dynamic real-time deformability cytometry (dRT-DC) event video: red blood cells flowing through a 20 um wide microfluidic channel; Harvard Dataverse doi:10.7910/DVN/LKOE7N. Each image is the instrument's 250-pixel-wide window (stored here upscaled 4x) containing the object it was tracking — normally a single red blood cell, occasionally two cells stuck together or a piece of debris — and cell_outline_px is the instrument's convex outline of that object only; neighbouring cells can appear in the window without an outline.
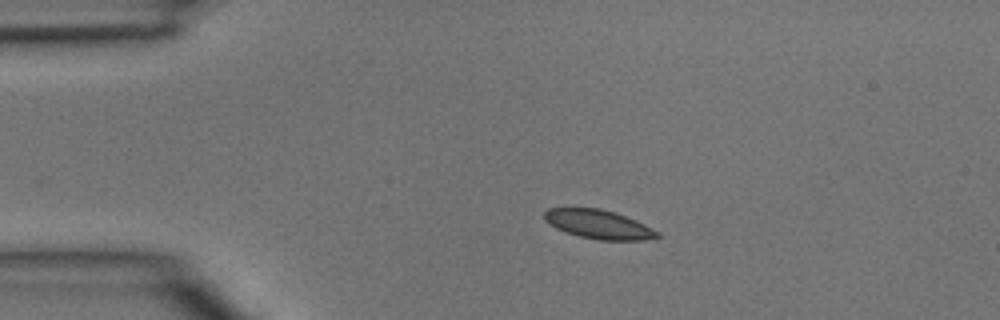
{"species": "common noctule bat (a hibernating species)", "species_latin": "Nyctalus noctula", "temperature_condition": "room temperature", "stored_images_in_passage": 28, "camera_frame_rate_fps": 3000, "um_per_image_px": 0.085, "animal": {"sex": "male", "body_mass_g": 15.6}, "frame": {"image": 1, "passage_image": 1, "time_ms": 0.0, "image_size_px": [1000, 320], "cell_outline_px": [[660, 236], [644, 240], [600, 240], [580, 236], [556, 228], [544, 220], [544, 212], [548, 208], [600, 208], [616, 212], [636, 220], [660, 232]], "centroid_in_image_um": [50.9, 19.06], "position_along_channel_um": 34.1, "area_um2": 18.96}}
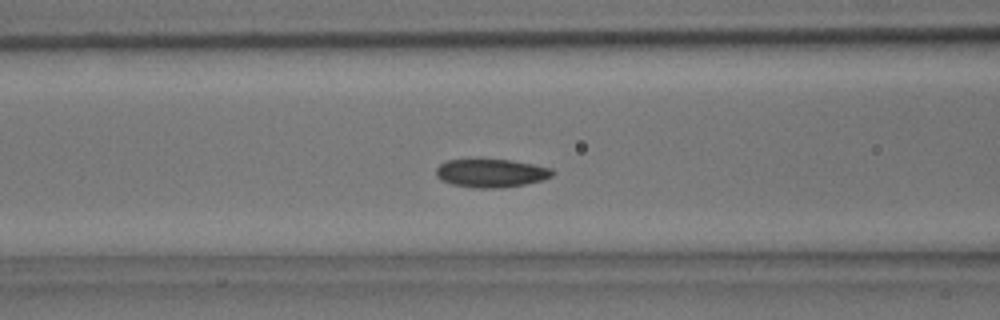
{"frame": {"image": 2, "passage_image": 10, "time_ms": 3.0, "image_size_px": [1000, 320], "cell_outline_px": [[556, 172], [552, 176], [544, 180], [504, 188], [476, 188], [452, 184], [440, 180], [436, 176], [436, 168], [440, 164], [448, 160], [480, 156], [512, 160], [552, 168]], "centroid_in_image_um": [41.73, 14.67], "position_along_channel_um": 124.9, "area_um2": 20.17}}
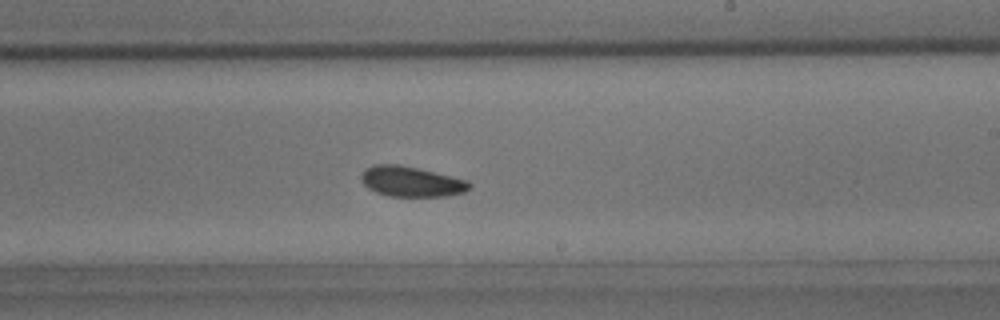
{"frame": {"image": 3, "passage_image": 19, "time_ms": 6.0, "image_size_px": [1000, 320], "cell_outline_px": [[472, 188], [464, 192], [448, 196], [388, 196], [376, 192], [368, 188], [360, 180], [360, 176], [364, 168], [372, 164], [396, 164], [416, 168], [468, 180], [472, 184]], "centroid_in_image_um": [34.94, 15.43], "position_along_channel_um": 254.1, "area_um2": 19.19}}